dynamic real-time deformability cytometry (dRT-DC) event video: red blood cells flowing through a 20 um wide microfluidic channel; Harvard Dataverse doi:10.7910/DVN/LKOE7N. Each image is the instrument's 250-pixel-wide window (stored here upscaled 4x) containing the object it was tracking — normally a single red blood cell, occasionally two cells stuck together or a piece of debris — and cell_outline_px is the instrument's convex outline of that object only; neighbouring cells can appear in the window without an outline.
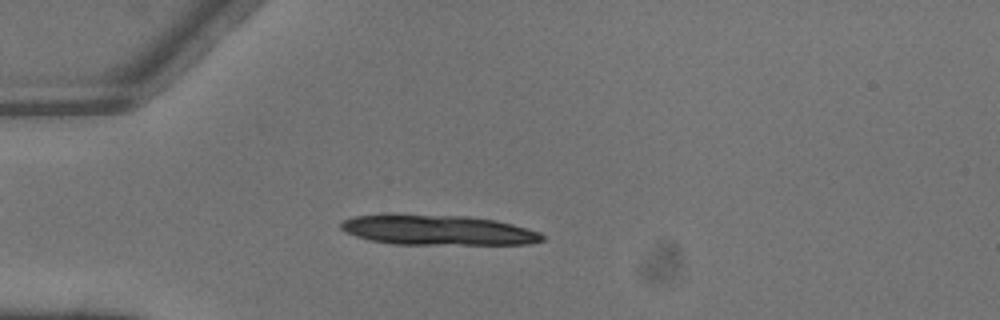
{"species": "common noctule bat (a hibernating species)", "species_latin": "Nyctalus noctula", "temperature_condition": "warm", "stored_images_in_passage": 3, "segment_of_instrument_passage": [1, 2], "camera_frame_rate_fps": 3000, "um_per_image_px": 0.085, "animal": {"sex": "male", "body_mass_g": 13.3}, "frame": {"image": 1, "passage_image": 2, "time_ms": 0.333, "image_size_px": [1000, 320], "cell_outline_px": [[544, 240], [528, 244], [392, 244], [368, 240], [344, 232], [340, 228], [340, 224], [344, 220], [352, 216], [388, 212], [468, 216], [496, 220], [512, 224], [540, 232], [544, 236]], "centroid_in_image_um": [37.11, 19.52], "position_along_channel_um": 47.9, "area_um2": 36.24}}